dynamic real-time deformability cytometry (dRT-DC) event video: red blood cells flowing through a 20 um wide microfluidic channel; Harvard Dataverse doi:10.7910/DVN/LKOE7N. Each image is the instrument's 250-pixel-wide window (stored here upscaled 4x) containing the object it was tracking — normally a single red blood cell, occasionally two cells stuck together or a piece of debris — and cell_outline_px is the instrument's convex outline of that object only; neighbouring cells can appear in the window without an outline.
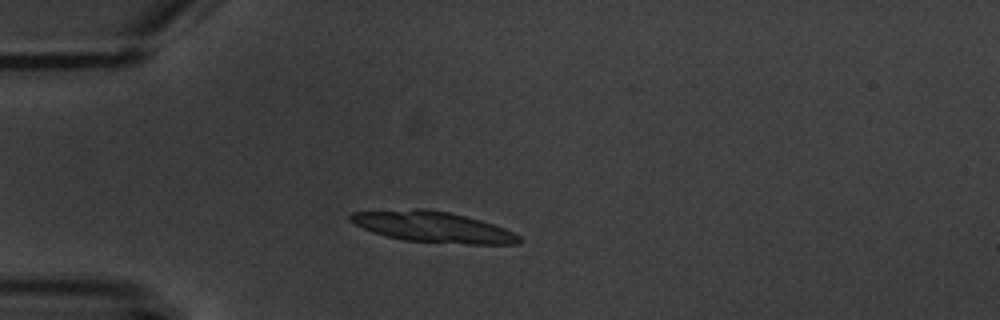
{"species": "common noctule bat (a hibernating species)", "species_latin": "Nyctalus noctula", "temperature_condition": "warm", "stored_images_in_passage": 3, "camera_frame_rate_fps": 3000, "um_per_image_px": 0.085, "animal": {"sex": "male", "body_mass_g": 20.1, "forearm_length_mm": 53.5}, "frame": {"image": 1, "passage_image": 3, "time_ms": 2.0, "image_size_px": [1000, 320], "cell_outline_px": [[524, 240], [520, 244], [468, 244], [404, 240], [372, 232], [348, 220], [348, 216], [352, 212], [412, 208], [428, 208], [448, 212], [480, 220], [504, 228], [520, 236]], "centroid_in_image_um": [36.8, 19.28], "position_along_channel_um": 48.2, "area_um2": 30.23}}